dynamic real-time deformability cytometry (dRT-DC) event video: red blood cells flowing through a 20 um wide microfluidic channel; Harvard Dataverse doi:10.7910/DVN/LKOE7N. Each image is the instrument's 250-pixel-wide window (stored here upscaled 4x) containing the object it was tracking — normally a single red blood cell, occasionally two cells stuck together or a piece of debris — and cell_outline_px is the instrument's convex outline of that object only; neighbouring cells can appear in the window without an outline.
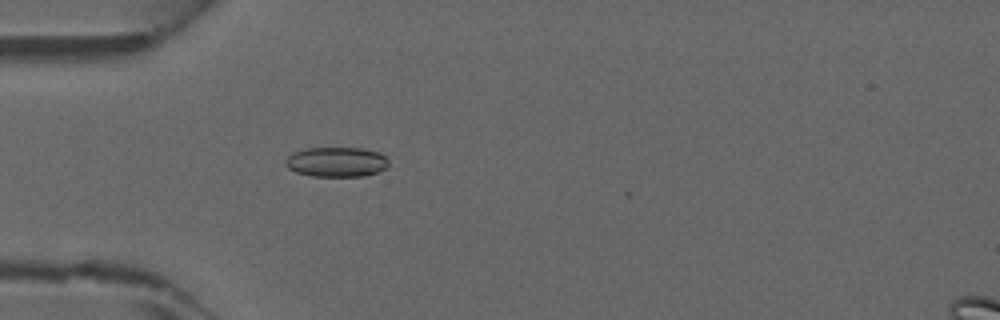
{"species": "common noctule bat (a hibernating species)", "species_latin": "Nyctalus noctula", "temperature_condition": "warm", "stored_images_in_passage": 28, "camera_frame_rate_fps": 3000, "um_per_image_px": 0.085, "animal": {"sex": "male", "forearm_length_mm": 52.5}, "frame": {"image": 1, "passage_image": 14, "time_ms": 4.333, "image_size_px": [1000, 320], "cell_outline_px": [[388, 168], [364, 176], [312, 176], [296, 172], [288, 168], [284, 164], [284, 160], [292, 152], [308, 148], [360, 148], [380, 152], [388, 160]], "centroid_in_image_um": [28.59, 13.76], "position_along_channel_um": 56.4, "area_um2": 18.03}}
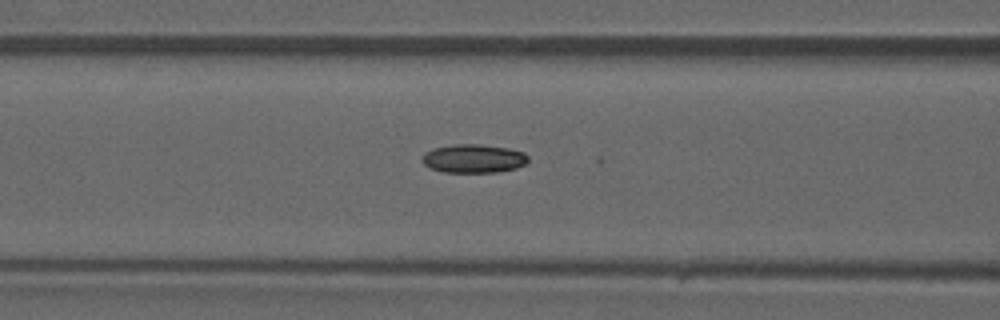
{"frame": {"image": 2, "passage_image": 19, "time_ms": 6.0, "image_size_px": [1000, 320], "cell_outline_px": [[528, 160], [524, 164], [516, 168], [496, 172], [444, 172], [432, 168], [424, 164], [424, 152], [432, 148], [452, 144], [480, 144], [508, 148], [524, 152], [528, 156]], "centroid_in_image_um": [40.27, 13.46], "position_along_channel_um": 126.3, "area_um2": 17.57}}
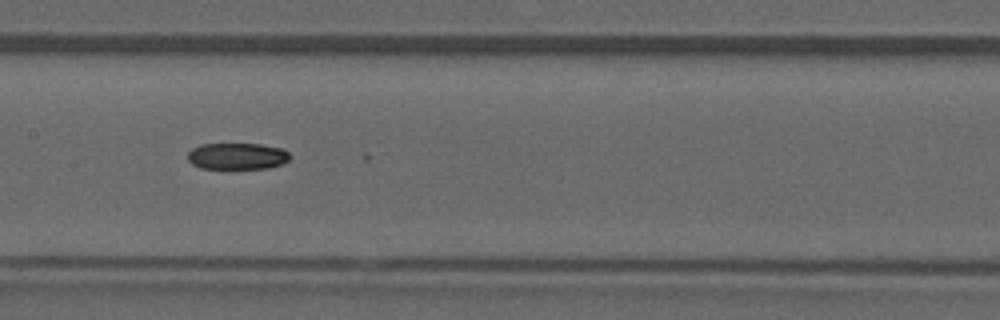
{"frame": {"image": 3, "passage_image": 23, "time_ms": 7.333, "image_size_px": [1000, 320], "cell_outline_px": [[292, 156], [284, 164], [268, 168], [200, 168], [192, 164], [188, 160], [188, 152], [192, 148], [200, 144], [260, 144], [284, 148]], "centroid_in_image_um": [20.19, 13.27], "position_along_channel_um": 187.2, "area_um2": 15.95}}